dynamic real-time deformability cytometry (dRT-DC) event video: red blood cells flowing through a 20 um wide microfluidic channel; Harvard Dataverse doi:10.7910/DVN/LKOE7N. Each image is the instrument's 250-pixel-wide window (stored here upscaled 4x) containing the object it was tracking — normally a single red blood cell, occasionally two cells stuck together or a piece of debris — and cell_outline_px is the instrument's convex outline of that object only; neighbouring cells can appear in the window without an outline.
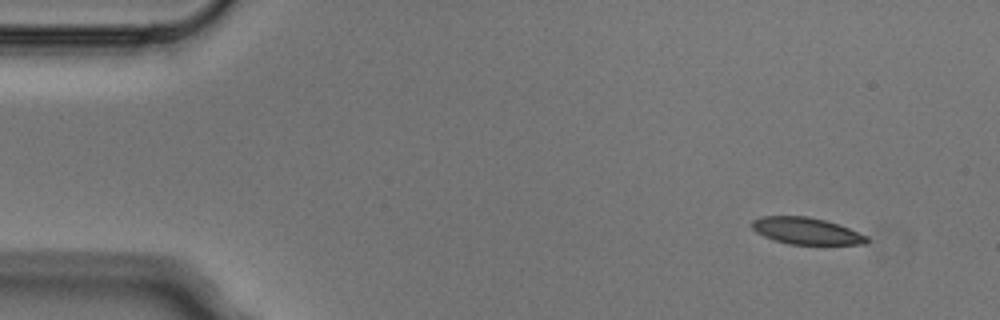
{"species": "Egyptian fruit bat (a non-hibernating species)", "species_latin": "Rousettus aegyptiacus", "temperature_condition": "cold", "stored_images_in_passage": 4, "camera_frame_rate_fps": 3000, "um_per_image_px": 0.085, "animal": {"sex": "male"}, "frame": {"image": 1, "passage_image": 1, "time_ms": 0.0, "image_size_px": [1000, 320], "cell_outline_px": [[868, 240], [864, 244], [788, 244], [764, 236], [756, 232], [752, 228], [752, 220], [760, 216], [808, 216], [824, 220], [848, 228], [868, 236]], "centroid_in_image_um": [68.5, 19.62], "position_along_channel_um": 16.5, "area_um2": 17.69}}
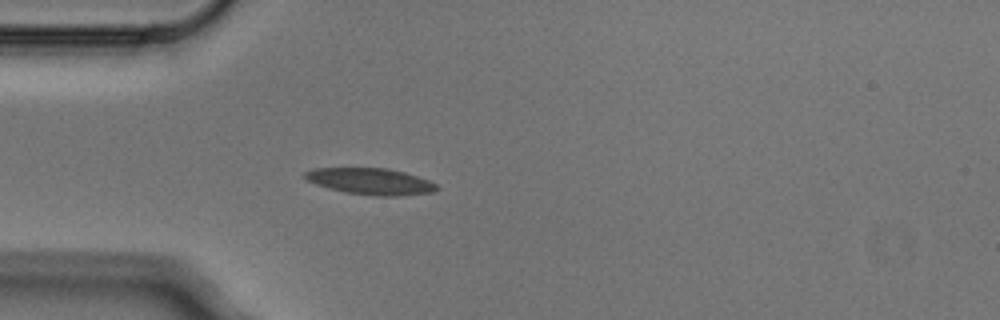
{"frame": {"image": 2, "passage_image": 4, "time_ms": 1.0, "image_size_px": [1000, 320], "cell_outline_px": [[440, 188], [432, 192], [400, 196], [376, 196], [344, 192], [328, 188], [316, 184], [308, 180], [304, 176], [304, 172], [312, 168], [388, 168], [404, 172], [428, 180], [436, 184]], "centroid_in_image_um": [31.49, 15.42], "position_along_channel_um": 53.5, "area_um2": 20.29}}